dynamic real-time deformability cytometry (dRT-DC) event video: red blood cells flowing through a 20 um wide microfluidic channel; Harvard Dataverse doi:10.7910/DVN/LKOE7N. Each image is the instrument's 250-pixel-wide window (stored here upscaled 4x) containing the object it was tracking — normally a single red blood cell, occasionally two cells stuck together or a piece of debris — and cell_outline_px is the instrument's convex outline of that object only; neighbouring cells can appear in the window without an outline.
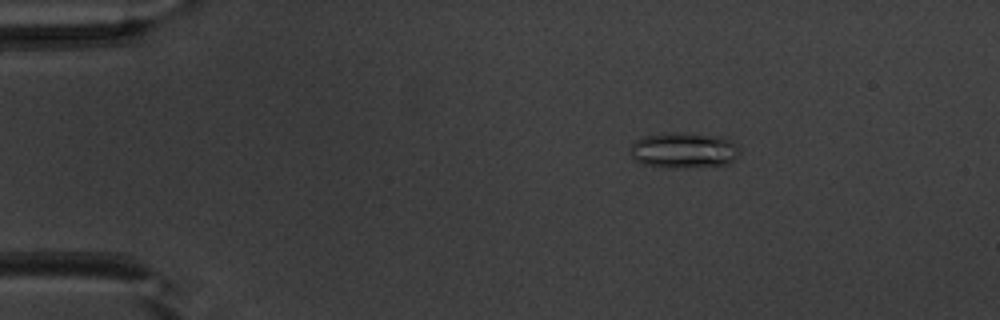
{"species": "common noctule bat (a hibernating species)", "species_latin": "Nyctalus noctula", "temperature_condition": "warm", "stored_images_in_passage": 48, "camera_frame_rate_fps": 3000, "um_per_image_px": 0.085, "animal": {"sex": "male", "body_mass_g": 20.1, "forearm_length_mm": 53.5}, "frame": {"image": 1, "passage_image": 6, "time_ms": 1.667, "image_size_px": [1000, 320], "cell_outline_px": [[740, 152], [728, 164], [644, 164], [636, 160], [632, 156], [632, 144], [636, 140], [644, 136], [668, 132], [688, 132], [724, 136], [732, 140], [740, 148]], "centroid_in_image_um": [58.19, 12.66], "position_along_channel_um": 26.8, "area_um2": 21.62}}
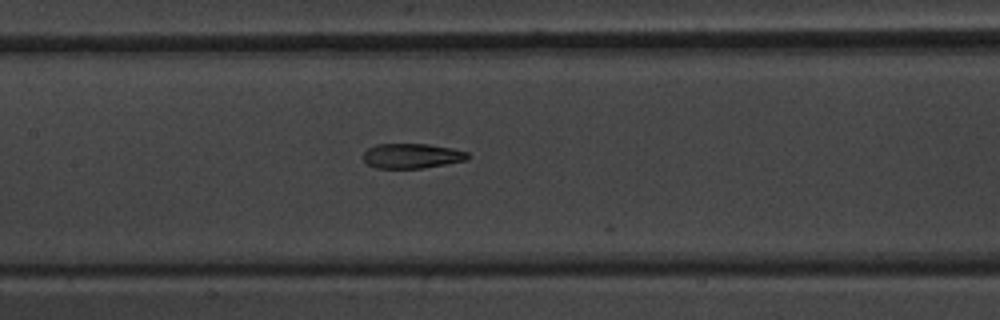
{"frame": {"image": 2, "passage_image": 22, "time_ms": 7.0, "image_size_px": [1000, 320], "cell_outline_px": [[468, 160], [424, 168], [376, 168], [368, 164], [364, 160], [364, 152], [368, 148], [376, 144], [428, 144], [452, 148], [468, 152]], "centroid_in_image_um": [35.02, 13.25], "position_along_channel_um": 172.4, "area_um2": 15.14}}
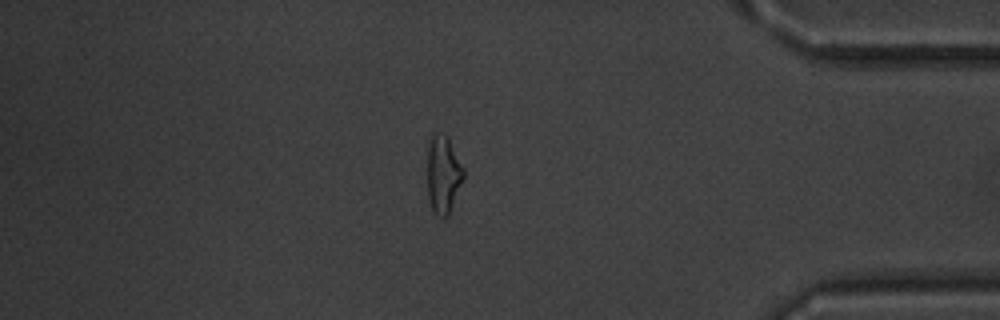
{"frame": {"image": 3, "passage_image": 41, "time_ms": 13.333, "image_size_px": [1000, 320], "cell_outline_px": [[464, 180], [448, 216], [440, 216], [432, 208], [428, 200], [428, 144], [432, 132], [436, 132], [448, 136], [464, 168]], "centroid_in_image_um": [37.69, 14.78], "position_along_channel_um": 397.5, "area_um2": 16.53}, "authors_computed_cell_mechanics": {"area_um2": 16.6175, "velocity_mm_per_s": 4.0292, "shape_relaxation_time_tau1_ms": 5.7815, "shape_relaxation_time_tau2_ms": 2.5909, "deformation_change_tau1": 0.1855, "deformation_change_tau2": 0.1007}}